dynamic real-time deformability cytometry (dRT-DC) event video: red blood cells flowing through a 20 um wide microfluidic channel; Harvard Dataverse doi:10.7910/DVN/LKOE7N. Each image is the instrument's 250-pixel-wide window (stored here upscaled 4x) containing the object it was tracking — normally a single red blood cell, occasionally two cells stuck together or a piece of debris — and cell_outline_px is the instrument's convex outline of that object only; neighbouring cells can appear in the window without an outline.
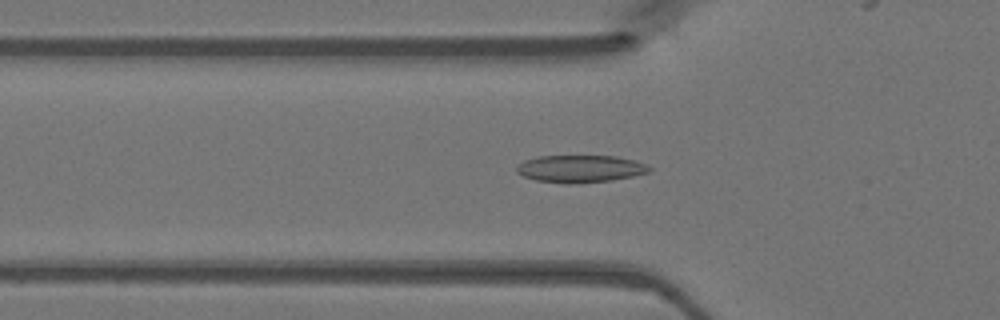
{"species": "Egyptian fruit bat (a non-hibernating species)", "species_latin": "Rousettus aegyptiacus", "temperature_condition": "warm", "stored_images_in_passage": 47, "camera_frame_rate_fps": 3000, "um_per_image_px": 0.085, "animal": {"sex": "female"}, "frame": {"image": 1, "passage_image": 15, "time_ms": 4.667, "image_size_px": [1000, 320], "cell_outline_px": [[652, 168], [648, 172], [632, 176], [612, 180], [576, 184], [568, 184], [536, 180], [524, 176], [516, 172], [516, 168], [524, 160], [540, 156], [616, 156], [636, 160]], "centroid_in_image_um": [49.32, 14.35], "position_along_channel_um": 76.5, "area_um2": 21.1}}
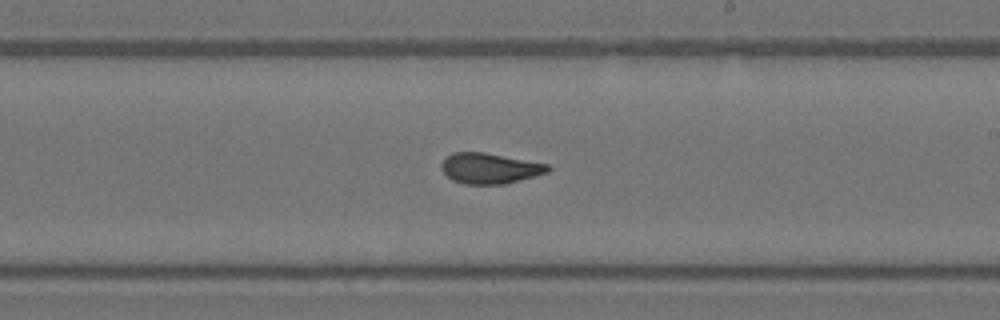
{"frame": {"image": 2, "passage_image": 27, "time_ms": 8.667, "image_size_px": [1000, 320], "cell_outline_px": [[552, 168], [548, 172], [520, 180], [504, 184], [464, 184], [452, 180], [440, 168], [440, 164], [452, 152], [484, 152], [548, 164]], "centroid_in_image_um": [41.62, 14.31], "position_along_channel_um": 247.4, "area_um2": 18.9}}
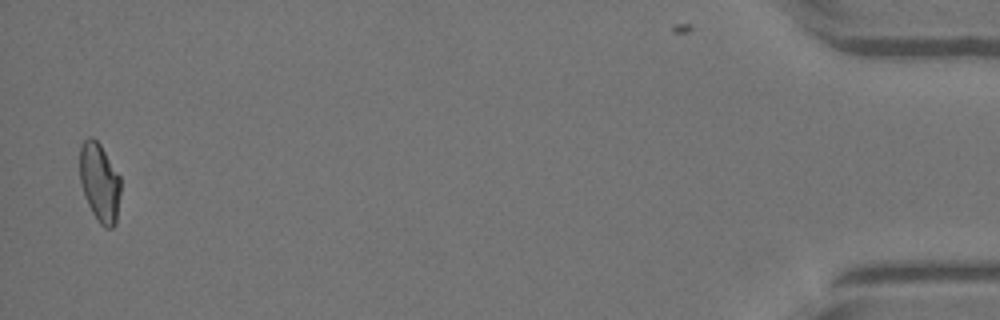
{"frame": {"image": 3, "passage_image": 46, "time_ms": 15.0, "image_size_px": [1000, 320], "cell_outline_px": [[120, 196], [116, 224], [112, 228], [104, 228], [100, 224], [92, 212], [88, 204], [80, 180], [80, 144], [88, 136], [92, 136], [100, 144], [120, 176]], "centroid_in_image_um": [8.48, 15.5], "position_along_channel_um": 426.7, "area_um2": 18.79}}